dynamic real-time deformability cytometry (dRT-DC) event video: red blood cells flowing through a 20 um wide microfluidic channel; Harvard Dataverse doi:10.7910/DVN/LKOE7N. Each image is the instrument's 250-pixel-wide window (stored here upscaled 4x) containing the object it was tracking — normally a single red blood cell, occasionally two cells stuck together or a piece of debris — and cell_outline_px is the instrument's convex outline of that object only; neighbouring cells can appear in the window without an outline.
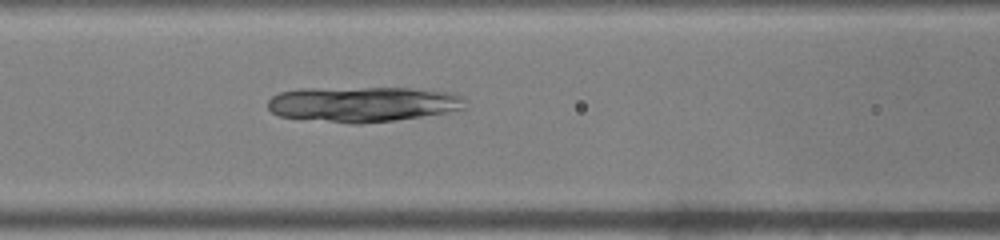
{"species": "common noctule bat (a hibernating species)", "species_latin": "Nyctalus noctula", "temperature_condition": "warm", "stored_images_in_passage": 40, "camera_frame_rate_fps": 3000, "um_per_image_px": 0.085, "animal": {"sex": "male", "body_mass_g": 19.0, "forearm_length_mm": 50.8}, "frame": {"image": 1, "passage_image": 11, "time_ms": 3.333, "image_size_px": [1000, 240], "cell_outline_px": [[464, 108], [444, 112], [396, 120], [360, 124], [352, 124], [280, 116], [272, 112], [268, 108], [268, 100], [272, 96], [280, 92], [300, 88], [408, 88], [452, 92], [464, 96]], "centroid_in_image_um": [30.81, 8.84], "position_along_channel_um": 135.8, "area_um2": 40.52}}
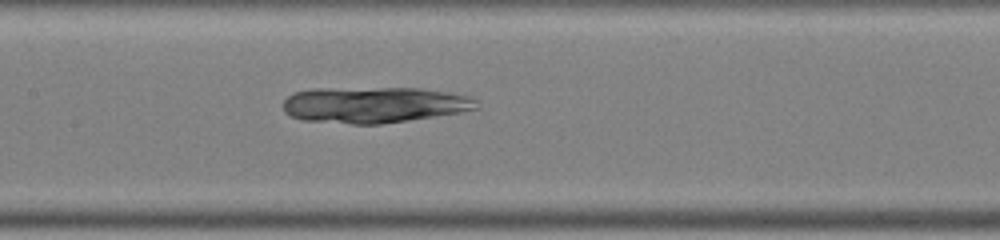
{"frame": {"image": 2, "passage_image": 14, "time_ms": 4.333, "image_size_px": [1000, 240], "cell_outline_px": [[476, 108], [460, 112], [408, 120], [380, 124], [352, 124], [304, 120], [292, 116], [284, 112], [284, 100], [292, 92], [312, 88], [420, 88], [472, 96], [476, 100]], "centroid_in_image_um": [31.75, 8.9], "position_along_channel_um": 175.6, "area_um2": 40.58}}
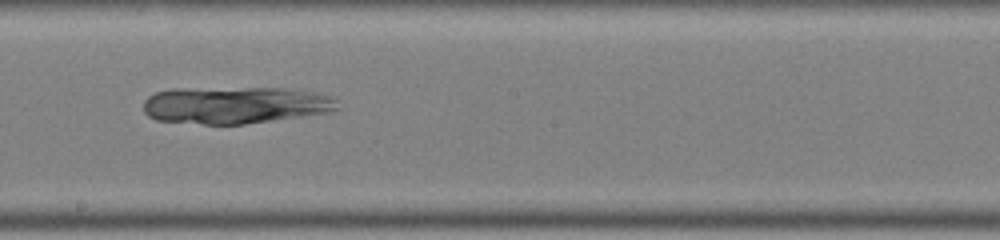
{"frame": {"image": 3, "passage_image": 18, "time_ms": 5.667, "image_size_px": [1000, 240], "cell_outline_px": [[340, 108], [328, 112], [244, 124], [204, 124], [156, 120], [148, 116], [144, 112], [144, 100], [148, 96], [156, 92], [172, 88], [284, 88], [312, 92], [328, 96], [336, 100]], "centroid_in_image_um": [19.93, 8.92], "position_along_channel_um": 228.3, "area_um2": 41.79}}